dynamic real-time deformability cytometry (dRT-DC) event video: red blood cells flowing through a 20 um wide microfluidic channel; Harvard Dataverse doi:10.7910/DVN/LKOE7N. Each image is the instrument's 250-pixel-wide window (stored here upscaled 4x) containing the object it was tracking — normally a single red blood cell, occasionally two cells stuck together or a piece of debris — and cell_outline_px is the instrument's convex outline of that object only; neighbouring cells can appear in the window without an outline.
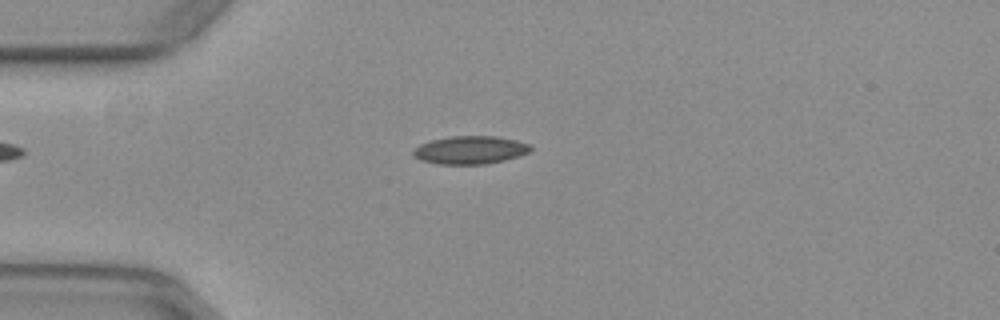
{"species": "common noctule bat (a hibernating species)", "species_latin": "Nyctalus noctula", "temperature_condition": "warm", "stored_images_in_passage": 52, "camera_frame_rate_fps": 3000, "um_per_image_px": 0.085, "animal": {"sex": "female", "body_mass_g": 29.2, "forearm_length_mm": 56.3}, "frame": {"image": 1, "passage_image": 13, "time_ms": 4.0, "image_size_px": [1000, 320], "cell_outline_px": [[532, 148], [528, 152], [520, 156], [504, 160], [484, 164], [440, 164], [420, 160], [412, 152], [420, 144], [432, 140], [452, 136], [496, 136], [516, 140], [528, 144]], "centroid_in_image_um": [39.98, 12.75], "position_along_channel_um": 45.0, "area_um2": 18.96}}
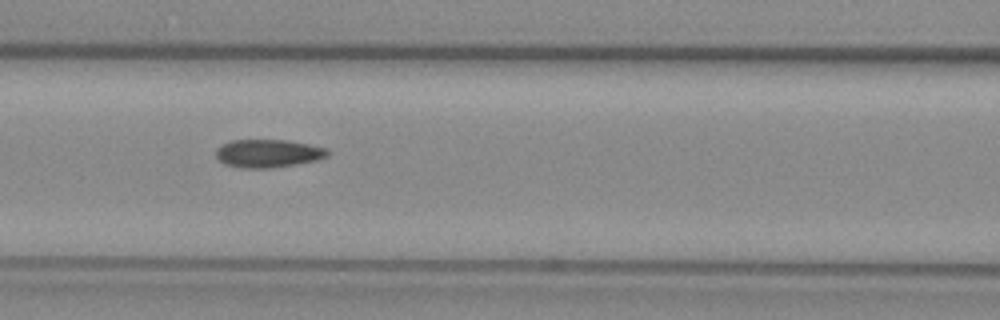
{"frame": {"image": 2, "passage_image": 22, "time_ms": 7.0, "image_size_px": [1000, 320], "cell_outline_px": [[328, 156], [316, 160], [296, 164], [272, 168], [240, 168], [224, 164], [216, 156], [216, 148], [220, 144], [232, 140], [288, 140], [308, 144], [324, 148], [328, 152]], "centroid_in_image_um": [22.73, 13.04], "position_along_channel_um": 143.9, "area_um2": 18.26}}
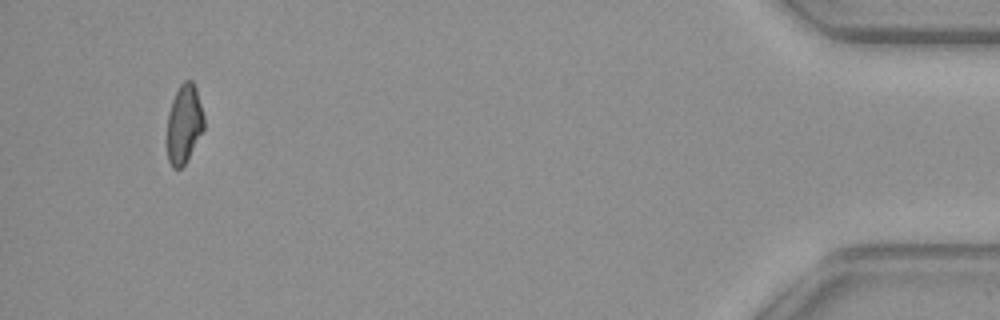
{"frame": {"image": 3, "passage_image": 49, "time_ms": 16.0, "image_size_px": [1000, 320], "cell_outline_px": [[204, 128], [188, 160], [180, 168], [172, 168], [168, 160], [168, 112], [172, 100], [180, 84], [184, 80], [192, 80], [196, 88], [204, 116]], "centroid_in_image_um": [15.66, 10.53], "position_along_channel_um": 419.5, "area_um2": 16.88}, "authors_computed_cell_mechanics": {"area_um2": 18.1492, "velocity_mm_per_s": 3.9438, "shape_relaxation_time_tau1_ms": 7.5955, "shape_relaxation_time_tau2_ms": 3.5192, "deformation_change_tau1": 0.161, "deformation_change_tau2": 0.0786}}